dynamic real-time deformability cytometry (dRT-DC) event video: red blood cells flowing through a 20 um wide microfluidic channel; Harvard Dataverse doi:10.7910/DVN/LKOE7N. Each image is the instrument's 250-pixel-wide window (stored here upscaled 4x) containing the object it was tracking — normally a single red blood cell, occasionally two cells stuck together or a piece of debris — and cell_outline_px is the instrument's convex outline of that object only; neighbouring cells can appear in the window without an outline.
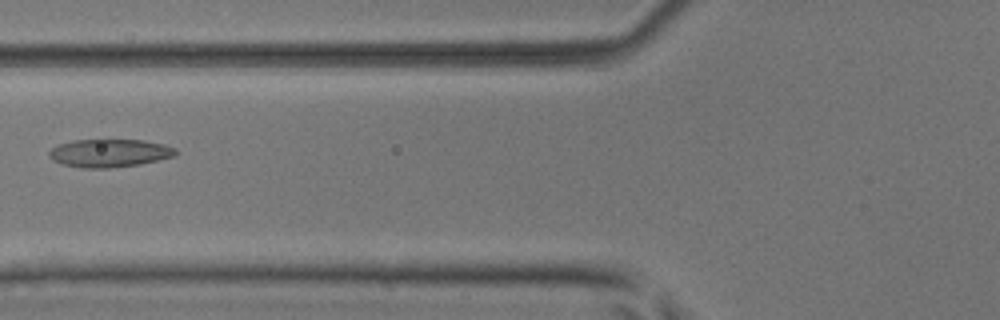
{"species": "common noctule bat (a hibernating species)", "species_latin": "Nyctalus noctula", "temperature_condition": "room temperature", "stored_images_in_passage": 6, "camera_frame_rate_fps": 3000, "um_per_image_px": 0.085, "animal": {"sex": "male", "body_mass_g": 17.9, "forearm_length_mm": 54.2}, "frame": {"image": 1, "passage_image": 6, "time_ms": 1.667, "image_size_px": [1000, 320], "cell_outline_px": [[176, 156], [140, 164], [108, 168], [80, 168], [60, 164], [52, 160], [48, 156], [48, 152], [56, 144], [72, 140], [144, 140], [164, 144], [176, 148]], "centroid_in_image_um": [9.26, 13.01], "position_along_channel_um": 116.5, "area_um2": 20.92}}